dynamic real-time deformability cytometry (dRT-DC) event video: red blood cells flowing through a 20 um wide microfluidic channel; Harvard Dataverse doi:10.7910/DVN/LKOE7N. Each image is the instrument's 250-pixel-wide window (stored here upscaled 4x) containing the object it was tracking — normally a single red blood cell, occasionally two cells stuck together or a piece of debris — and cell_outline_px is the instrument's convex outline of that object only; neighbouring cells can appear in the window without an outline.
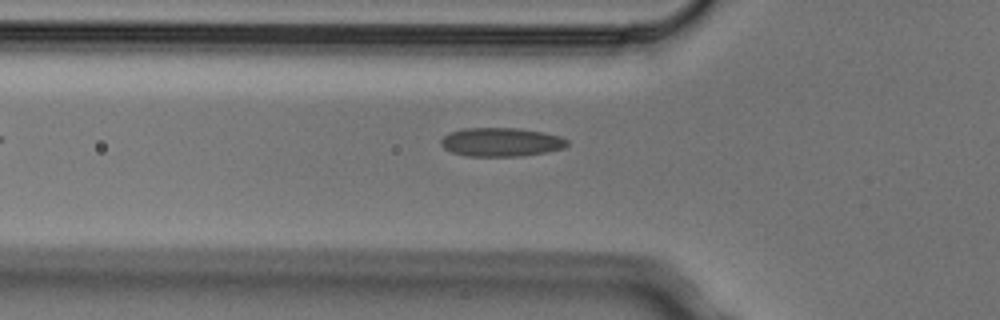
{"species": "Egyptian fruit bat (a non-hibernating species)", "species_latin": "Rousettus aegyptiacus", "temperature_condition": "cold", "stored_images_in_passage": 2, "camera_frame_rate_fps": 3000, "um_per_image_px": 0.085, "animal": {"sex": "male"}, "frame": {"image": 1, "passage_image": 2, "time_ms": 0.333, "image_size_px": [1000, 320], "cell_outline_px": [[568, 144], [564, 148], [548, 152], [520, 156], [464, 156], [452, 152], [444, 148], [440, 144], [440, 140], [448, 132], [464, 128], [520, 128], [544, 132], [560, 136], [568, 140]], "centroid_in_image_um": [42.59, 12.07], "position_along_channel_um": 83.2, "area_um2": 21.39}}